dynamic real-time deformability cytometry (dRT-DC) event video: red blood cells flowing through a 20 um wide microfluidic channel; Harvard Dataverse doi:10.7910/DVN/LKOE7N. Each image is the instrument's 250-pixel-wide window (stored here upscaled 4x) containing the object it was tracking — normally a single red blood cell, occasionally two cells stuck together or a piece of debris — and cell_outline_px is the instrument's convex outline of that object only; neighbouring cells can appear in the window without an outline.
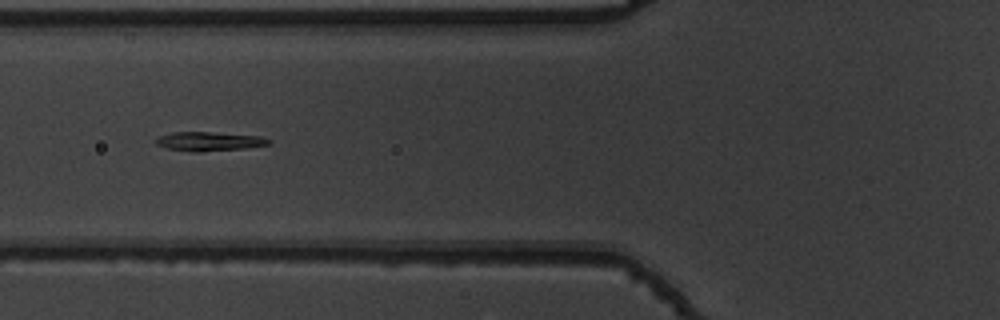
{"species": "common noctule bat (a hibernating species)", "species_latin": "Nyctalus noctula", "temperature_condition": "warm", "stored_images_in_passage": 41, "camera_frame_rate_fps": 3000, "um_per_image_px": 0.085, "animal": {"sex": "male", "body_mass_g": 19.5, "forearm_length_mm": 54.6}, "frame": {"image": 1, "passage_image": 9, "time_ms": 2.667, "image_size_px": [1000, 320], "cell_outline_px": [[272, 144], [244, 148], [200, 152], [192, 152], [168, 148], [156, 144], [156, 136], [172, 132], [208, 132], [260, 136], [272, 140]], "centroid_in_image_um": [17.78, 12.01], "position_along_channel_um": 108.0, "area_um2": 12.54}}
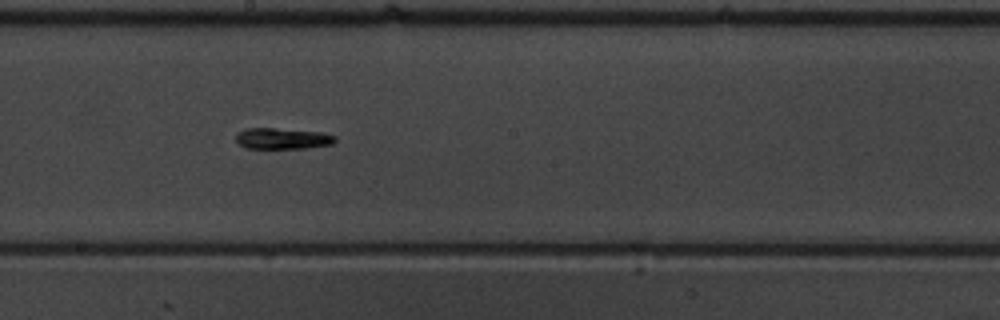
{"frame": {"image": 2, "passage_image": 18, "time_ms": 5.667, "image_size_px": [1000, 320], "cell_outline_px": [[336, 140], [332, 144], [304, 148], [244, 148], [236, 140], [236, 132], [244, 128], [272, 128], [324, 132], [336, 136]], "centroid_in_image_um": [23.99, 11.76], "position_along_channel_um": 224.2, "area_um2": 12.25}}
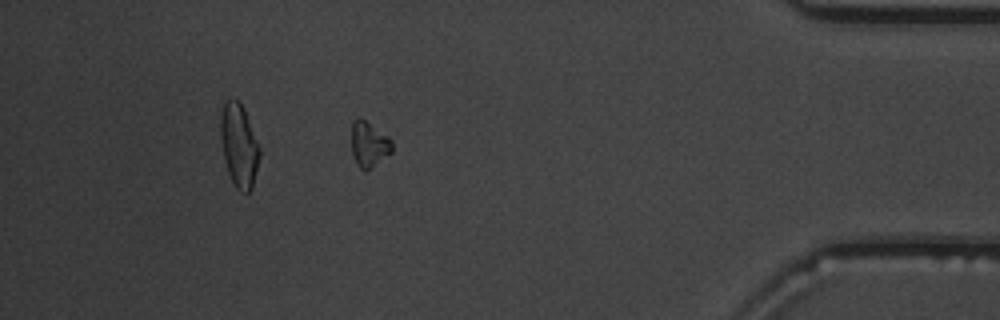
{"frame": {"image": 3, "passage_image": 35, "time_ms": 11.333, "image_size_px": [1000, 320], "cell_outline_px": [[392, 152], [372, 168], [360, 168], [356, 164], [352, 156], [352, 124], [356, 116], [360, 116], [388, 136], [392, 140]], "centroid_in_image_um": [31.36, 12.24], "position_along_channel_um": 403.8, "area_um2": 10.81}}